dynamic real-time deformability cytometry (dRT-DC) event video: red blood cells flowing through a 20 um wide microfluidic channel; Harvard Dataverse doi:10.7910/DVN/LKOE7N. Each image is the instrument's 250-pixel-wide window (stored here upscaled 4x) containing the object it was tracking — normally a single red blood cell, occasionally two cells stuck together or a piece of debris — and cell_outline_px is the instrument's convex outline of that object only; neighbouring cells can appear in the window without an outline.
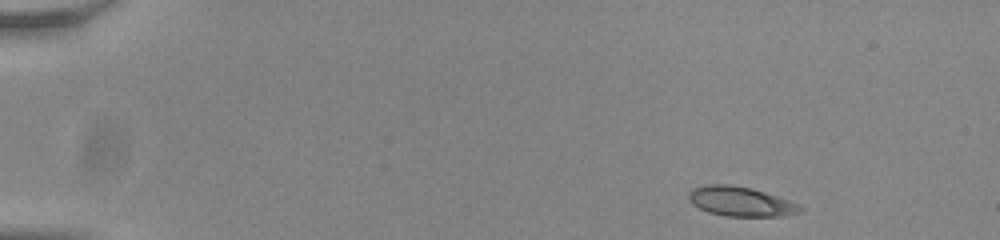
{"species": "common noctule bat (a hibernating species)", "species_latin": "Nyctalus noctula", "temperature_condition": "room temperature", "stored_images_in_passage": 48, "camera_frame_rate_fps": 3000, "um_per_image_px": 0.085, "animal": {"sex": "male", "body_mass_g": 20.0, "forearm_length_mm": 53.3}, "frame": {"image": 1, "passage_image": 1, "time_ms": 0.0, "image_size_px": [1000, 240], "cell_outline_px": [[804, 212], [780, 216], [724, 216], [708, 212], [692, 204], [688, 200], [688, 192], [692, 188], [708, 184], [728, 184], [752, 188], [800, 204], [804, 208]], "centroid_in_image_um": [62.95, 17.13], "position_along_channel_um": 22.0, "area_um2": 19.36}}
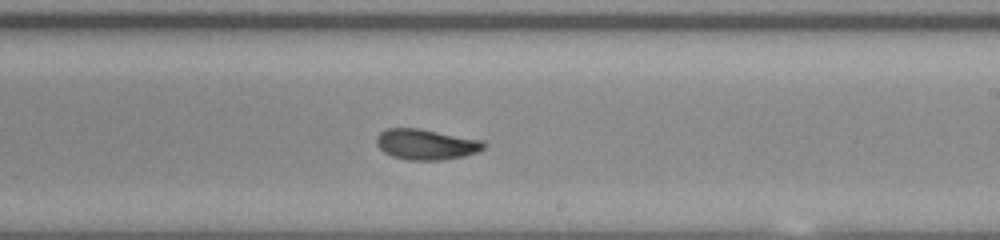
{"frame": {"image": 2, "passage_image": 28, "time_ms": 9.0, "image_size_px": [1000, 240], "cell_outline_px": [[488, 144], [484, 148], [476, 152], [464, 156], [440, 160], [408, 160], [392, 156], [384, 152], [376, 144], [376, 136], [384, 128], [420, 128], [484, 140]], "centroid_in_image_um": [36.22, 12.26], "position_along_channel_um": 252.8, "area_um2": 19.36}}
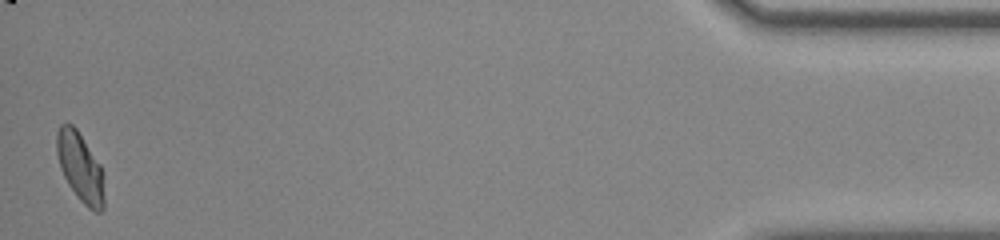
{"frame": {"image": 3, "passage_image": 48, "time_ms": 15.667, "image_size_px": [1000, 240], "cell_outline_px": [[104, 208], [100, 212], [96, 212], [88, 208], [80, 200], [68, 184], [60, 168], [56, 152], [56, 132], [60, 124], [72, 124], [76, 128], [100, 164], [104, 176]], "centroid_in_image_um": [6.82, 14.22], "position_along_channel_um": 428.4, "area_um2": 19.25}, "authors_computed_cell_mechanics": {"area_um2": 19.363, "velocity_mm_per_s": 3.8396, "shape_relaxation_time_tau1_ms": 8.7094, "shape_relaxation_time_tau2_ms": 1.2068, "deformation_change_tau1": 0.2071, "deformation_change_tau2": 0.0591}}